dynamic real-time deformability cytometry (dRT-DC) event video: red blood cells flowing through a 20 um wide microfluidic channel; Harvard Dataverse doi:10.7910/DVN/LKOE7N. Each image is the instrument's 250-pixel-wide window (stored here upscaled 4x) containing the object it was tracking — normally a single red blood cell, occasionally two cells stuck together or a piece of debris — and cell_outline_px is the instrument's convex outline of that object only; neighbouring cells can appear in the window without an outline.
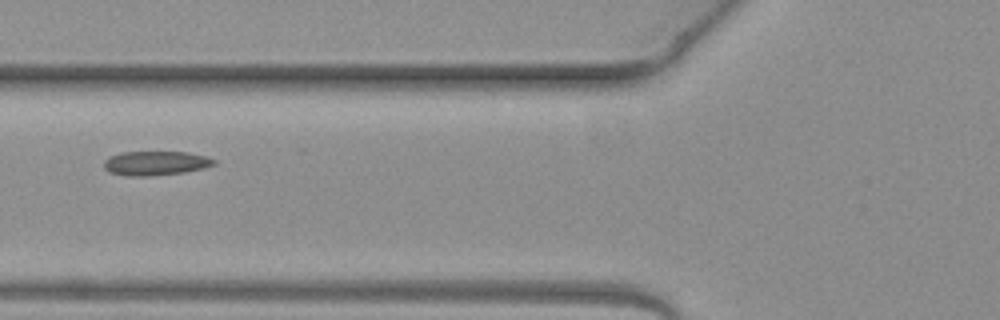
{"species": "common noctule bat (a hibernating species)", "species_latin": "Nyctalus noctula", "temperature_condition": "warm", "stored_images_in_passage": 7, "camera_frame_rate_fps": 3000, "um_per_image_px": 0.085, "animal": {"sex": "female", "body_mass_g": 19.3, "forearm_length_mm": 54.1}, "frame": {"image": 1, "passage_image": 7, "time_ms": 2.0, "image_size_px": [1000, 320], "cell_outline_px": [[216, 164], [204, 168], [184, 172], [148, 176], [124, 176], [108, 172], [104, 168], [104, 160], [112, 156], [124, 152], [188, 152], [208, 156], [216, 160]], "centroid_in_image_um": [13.25, 13.87], "position_along_channel_um": 112.6, "area_um2": 15.61}}